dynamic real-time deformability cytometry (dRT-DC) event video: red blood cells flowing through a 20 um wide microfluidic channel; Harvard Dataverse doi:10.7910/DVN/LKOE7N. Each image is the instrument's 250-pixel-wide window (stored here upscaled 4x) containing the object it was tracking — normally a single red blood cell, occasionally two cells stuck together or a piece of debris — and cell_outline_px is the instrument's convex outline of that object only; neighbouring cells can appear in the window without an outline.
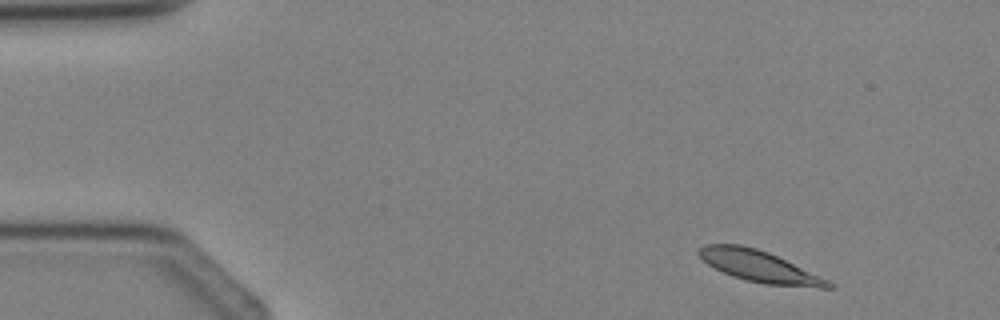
{"species": "Egyptian fruit bat (a non-hibernating species)", "species_latin": "Rousettus aegyptiacus", "temperature_condition": "cold", "stored_images_in_passage": 3, "camera_frame_rate_fps": 3000, "um_per_image_px": 0.085, "animal": {"sex": "female"}, "frame": {"image": 1, "passage_image": 1, "time_ms": 0.0, "image_size_px": [1000, 320], "cell_outline_px": [[836, 288], [820, 288], [764, 284], [732, 276], [708, 264], [696, 252], [704, 244], [740, 244], [756, 248], [768, 252], [828, 280], [836, 284]], "centroid_in_image_um": [64.56, 22.65], "position_along_channel_um": 20.4, "area_um2": 23.41}}